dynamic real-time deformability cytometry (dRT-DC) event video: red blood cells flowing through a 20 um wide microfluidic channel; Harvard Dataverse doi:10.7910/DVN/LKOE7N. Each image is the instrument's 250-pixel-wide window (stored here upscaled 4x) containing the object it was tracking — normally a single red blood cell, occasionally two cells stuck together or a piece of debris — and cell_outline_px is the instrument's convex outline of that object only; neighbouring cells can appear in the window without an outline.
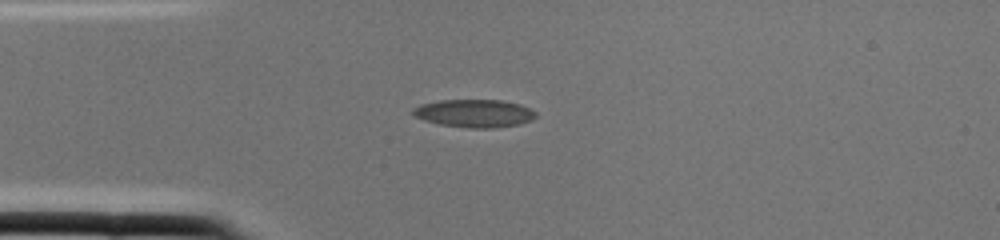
{"species": "common noctule bat (a hibernating species)", "species_latin": "Nyctalus noctula", "temperature_condition": "cold", "stored_images_in_passage": 1, "camera_frame_rate_fps": 3000, "um_per_image_px": 0.085, "animal": {"sex": "female", "body_mass_g": 22.0, "forearm_length_mm": 56.7}, "frame": {"image": 1, "passage_image": 1, "time_ms": 0.0, "image_size_px": [1000, 240], "cell_outline_px": [[536, 116], [532, 120], [520, 124], [492, 128], [468, 128], [440, 124], [424, 120], [416, 116], [412, 112], [412, 108], [420, 104], [440, 100], [500, 100], [520, 104], [536, 112]], "centroid_in_image_um": [40.32, 9.63], "position_along_channel_um": 44.7, "area_um2": 19.94}}